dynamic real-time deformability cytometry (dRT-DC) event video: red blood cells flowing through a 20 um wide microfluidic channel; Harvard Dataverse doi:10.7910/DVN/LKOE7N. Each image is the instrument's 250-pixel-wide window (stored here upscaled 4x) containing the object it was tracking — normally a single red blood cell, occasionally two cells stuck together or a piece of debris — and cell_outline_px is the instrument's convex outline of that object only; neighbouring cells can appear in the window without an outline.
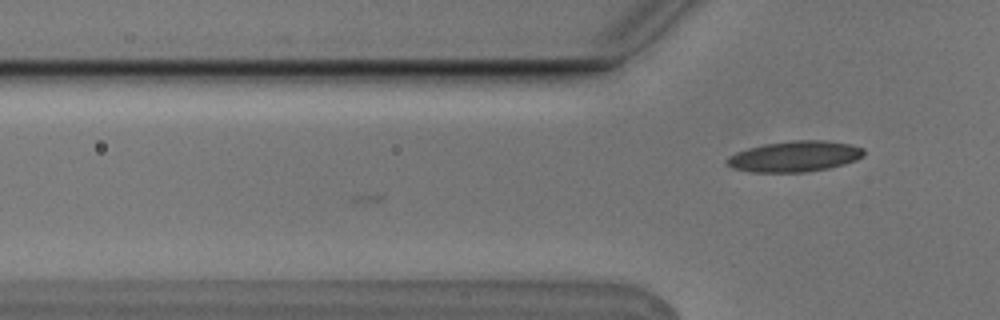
{"species": "Egyptian fruit bat (a non-hibernating species)", "species_latin": "Rousettus aegyptiacus", "temperature_condition": "cold", "stored_images_in_passage": 4, "camera_frame_rate_fps": 3000, "um_per_image_px": 0.085, "animal": {"sex": "male"}, "frame": {"image": 1, "passage_image": 4, "time_ms": 1.0, "image_size_px": [1000, 320], "cell_outline_px": [[864, 156], [856, 160], [844, 164], [828, 168], [804, 172], [752, 172], [732, 168], [728, 164], [728, 156], [736, 152], [748, 148], [764, 144], [792, 140], [824, 140], [848, 144], [864, 148]], "centroid_in_image_um": [67.56, 13.29], "position_along_channel_um": 58.2, "area_um2": 24.45}}